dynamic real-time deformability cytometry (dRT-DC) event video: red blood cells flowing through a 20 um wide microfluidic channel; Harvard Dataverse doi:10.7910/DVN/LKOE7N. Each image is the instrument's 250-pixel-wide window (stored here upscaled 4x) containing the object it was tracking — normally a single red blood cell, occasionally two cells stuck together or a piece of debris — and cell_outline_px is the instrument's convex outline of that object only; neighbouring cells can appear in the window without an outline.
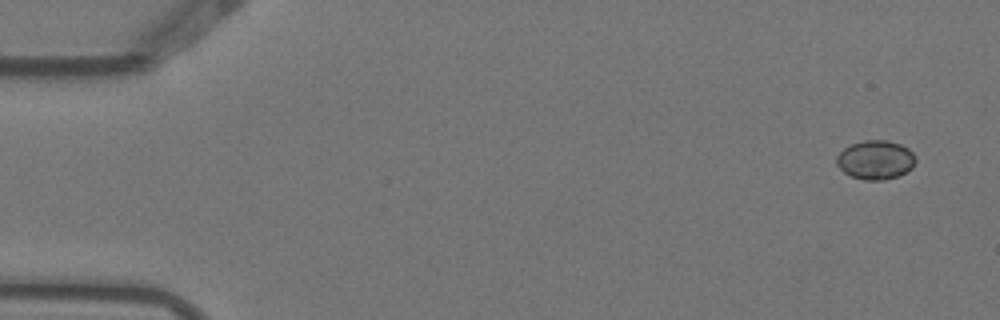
{"species": "Egyptian fruit bat (a non-hibernating species)", "species_latin": "Rousettus aegyptiacus", "temperature_condition": "warm", "stored_images_in_passage": 7, "camera_frame_rate_fps": 3000, "um_per_image_px": 0.085, "animal": {"sex": "female"}, "frame": {"image": 1, "passage_image": 1, "time_ms": 0.0, "image_size_px": [1000, 320], "cell_outline_px": [[916, 160], [912, 168], [908, 172], [900, 176], [884, 180], [864, 180], [852, 176], [844, 172], [836, 164], [836, 156], [844, 148], [852, 144], [864, 140], [888, 140], [900, 144], [908, 148], [916, 156]], "centroid_in_image_um": [74.45, 13.59], "position_along_channel_um": 10.6, "area_um2": 18.15}}
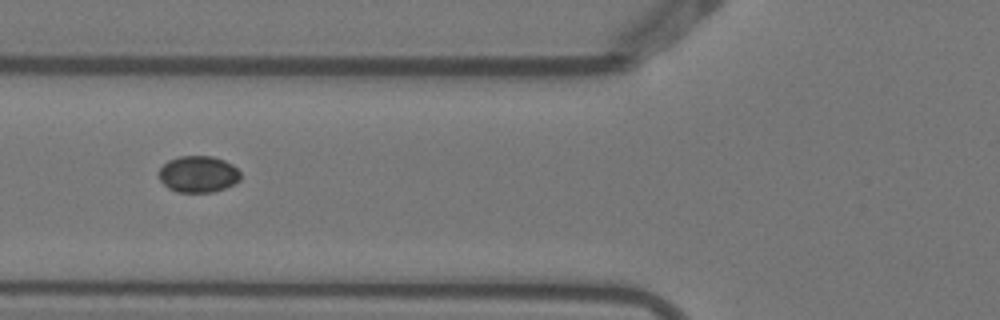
{"frame": {"image": 2, "passage_image": 6, "time_ms": 1.667, "image_size_px": [1000, 320], "cell_outline_px": [[240, 180], [224, 188], [212, 192], [176, 192], [168, 188], [160, 180], [160, 168], [168, 160], [180, 156], [212, 156], [224, 160], [232, 164], [240, 172]], "centroid_in_image_um": [16.85, 14.8], "position_along_channel_um": 109.0, "area_um2": 17.28}}
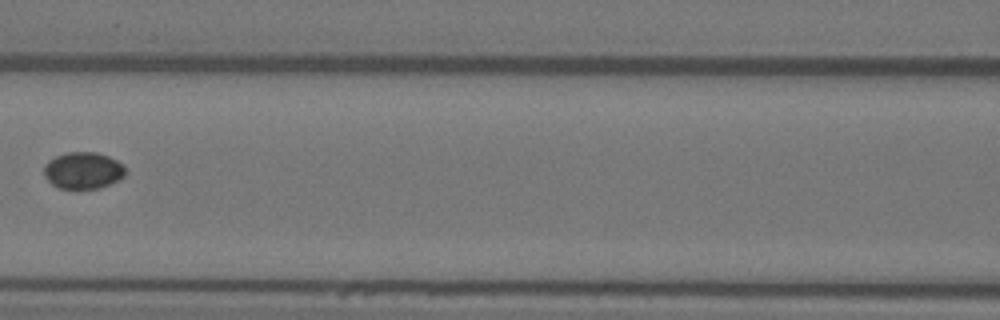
{"frame": {"image": 3, "passage_image": 7, "time_ms": 2.0, "image_size_px": [1000, 320], "cell_outline_px": [[124, 176], [100, 188], [60, 188], [52, 184], [44, 176], [44, 164], [48, 160], [56, 156], [68, 152], [96, 152], [108, 156], [124, 164]], "centroid_in_image_um": [7.04, 14.47], "position_along_channel_um": 159.6, "area_um2": 17.28}}